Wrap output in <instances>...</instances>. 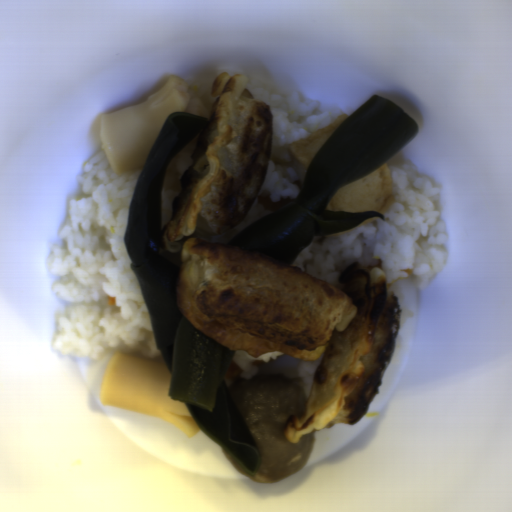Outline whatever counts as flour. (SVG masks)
I'll use <instances>...</instances> for the list:
<instances>
[{
	"label": "flour",
	"mask_w": 512,
	"mask_h": 512,
	"mask_svg": "<svg viewBox=\"0 0 512 512\" xmlns=\"http://www.w3.org/2000/svg\"><path fill=\"white\" fill-rule=\"evenodd\" d=\"M208 121L178 182L159 244L181 254L176 304L200 332L252 358L265 352L316 362L301 414L285 435L356 425L376 400L401 323L388 276L354 260L341 288L280 260L210 238L236 227L257 201L274 140L271 105L243 73L221 71L209 89Z\"/></svg>",
	"instance_id": "flour-1"
}]
</instances>
